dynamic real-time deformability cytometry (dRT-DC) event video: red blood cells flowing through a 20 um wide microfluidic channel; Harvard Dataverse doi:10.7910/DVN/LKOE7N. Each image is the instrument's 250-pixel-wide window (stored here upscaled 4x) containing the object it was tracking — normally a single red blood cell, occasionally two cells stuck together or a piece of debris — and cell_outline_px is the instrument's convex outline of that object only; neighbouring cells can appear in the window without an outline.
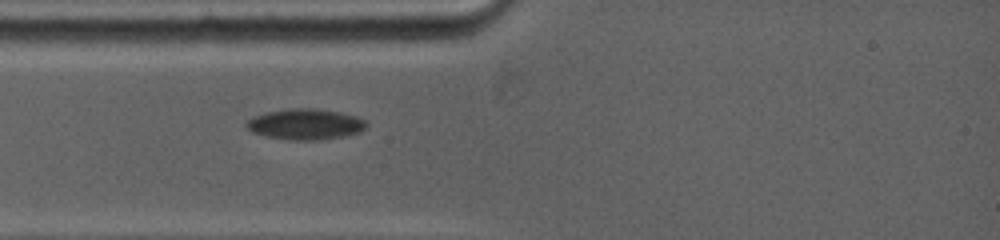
{"species": "common noctule bat (a hibernating species)", "species_latin": "Nyctalus noctula", "temperature_condition": "warm", "stored_images_in_passage": 49, "camera_frame_rate_fps": 5000, "um_per_image_px": 0.085, "animal": {"sex": "female", "body_mass_g": 19.0, "forearm_length_mm": 53.3}, "frame": {"image": 1, "passage_image": 4, "time_ms": 0.8, "image_size_px": [1000, 240], "cell_outline_px": [[368, 124], [360, 132], [344, 136], [320, 140], [288, 140], [268, 136], [252, 132], [244, 124], [252, 116], [264, 112], [288, 108], [316, 108], [340, 112], [356, 116], [364, 120]], "centroid_in_image_um": [25.94, 10.55], "position_along_channel_um": 59.1, "area_um2": 21.68}}
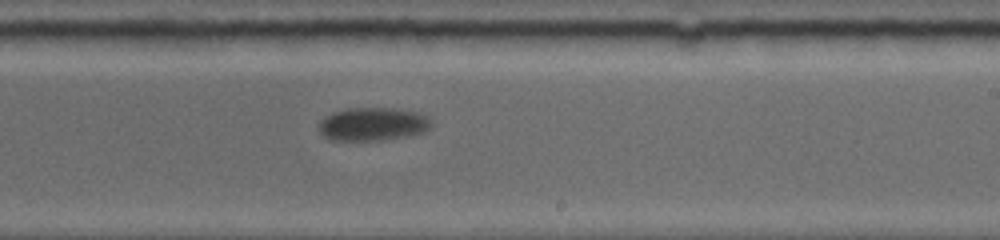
{"frame": {"image": 2, "passage_image": 27, "time_ms": 6.4, "image_size_px": [1000, 240], "cell_outline_px": [[432, 124], [424, 132], [408, 136], [380, 140], [332, 140], [324, 136], [320, 132], [320, 120], [324, 116], [332, 112], [348, 108], [392, 108], [416, 112], [428, 116]], "centroid_in_image_um": [31.68, 10.54], "position_along_channel_um": 257.3, "area_um2": 21.73}}
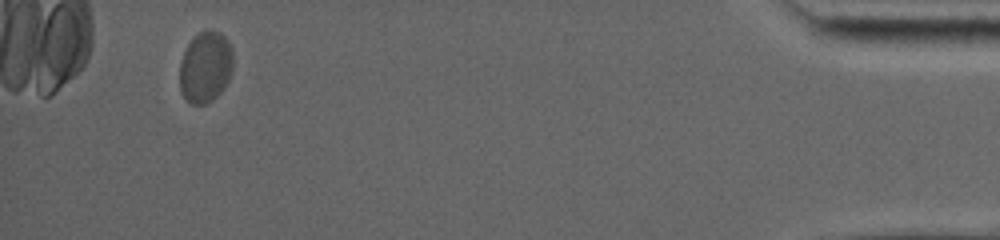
{"frame": {"image": 3, "passage_image": 48, "time_ms": 13.8, "image_size_px": [1000, 240], "cell_outline_px": [[232, 72], [224, 88], [212, 100], [204, 104], [192, 104], [180, 92], [180, 60], [188, 44], [204, 28], [212, 28], [220, 32], [228, 40], [232, 48]], "centroid_in_image_um": [17.47, 5.66], "position_along_channel_um": 417.7, "area_um2": 22.31}}